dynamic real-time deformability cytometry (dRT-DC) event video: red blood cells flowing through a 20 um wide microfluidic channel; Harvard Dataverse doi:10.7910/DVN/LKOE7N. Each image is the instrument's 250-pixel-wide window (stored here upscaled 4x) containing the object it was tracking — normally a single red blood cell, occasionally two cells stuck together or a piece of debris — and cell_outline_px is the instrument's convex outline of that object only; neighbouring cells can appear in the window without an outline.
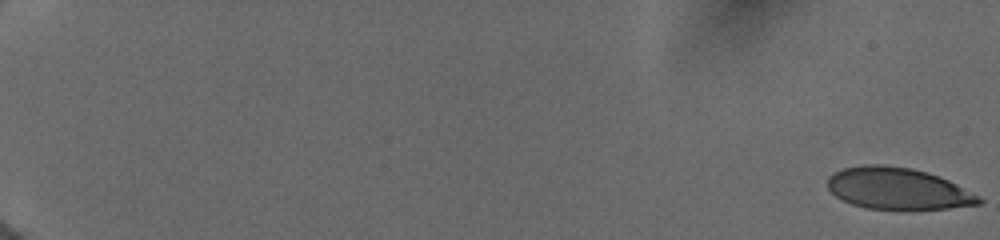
{"species": "human", "species_latin": "Homo sapiens", "temperature_condition": "cold", "stored_images_in_passage": 17, "camera_frame_rate_fps": 3000, "um_per_image_px": 0.085, "donor": {"sex": "female"}, "frame": {"image": 1, "passage_image": 1, "time_ms": 0.0, "image_size_px": [1000, 240], "cell_outline_px": [[984, 200], [980, 204], [948, 208], [900, 212], [868, 208], [852, 204], [836, 196], [828, 188], [828, 176], [844, 168], [864, 164], [884, 164], [912, 168], [928, 172], [940, 176], [980, 196]], "centroid_in_image_um": [76.34, 16.06], "position_along_channel_um": 8.7, "area_um2": 37.51}}
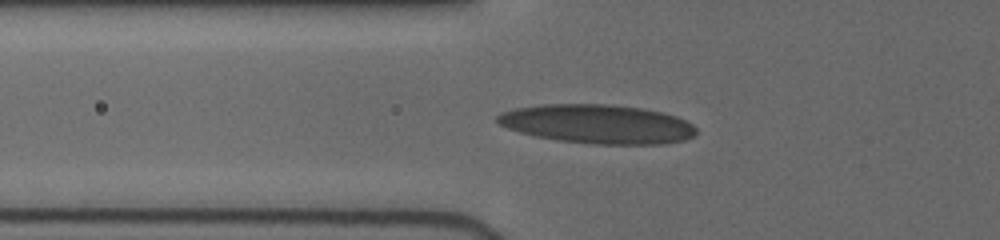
{"frame": {"image": 2, "passage_image": 15, "time_ms": 7.333, "image_size_px": [1000, 240], "cell_outline_px": [[696, 132], [692, 136], [684, 140], [664, 144], [592, 144], [556, 140], [532, 136], [508, 128], [500, 124], [496, 120], [496, 116], [504, 112], [516, 108], [544, 104], [608, 104], [640, 108], [664, 112], [676, 116], [692, 124], [696, 128]], "centroid_in_image_um": [50.79, 10.55], "position_along_channel_um": 75.0, "area_um2": 45.2}}
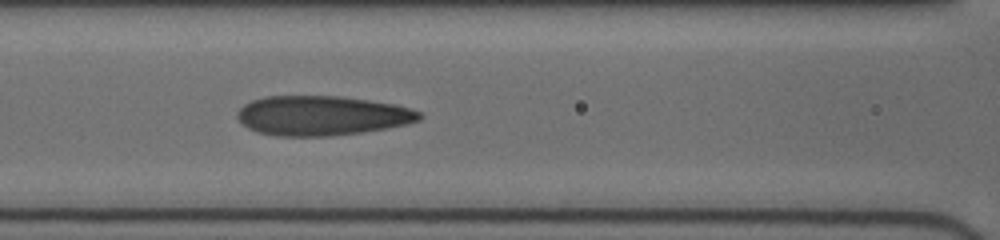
{"frame": {"image": 3, "passage_image": 17, "time_ms": 9.0, "image_size_px": [1000, 240], "cell_outline_px": [[424, 116], [420, 120], [408, 124], [388, 128], [332, 136], [276, 136], [256, 132], [248, 128], [236, 116], [236, 112], [244, 104], [252, 100], [264, 96], [336, 96], [368, 100], [396, 104], [412, 108], [420, 112]], "centroid_in_image_um": [27.38, 9.83], "position_along_channel_um": 139.2, "area_um2": 42.31}}